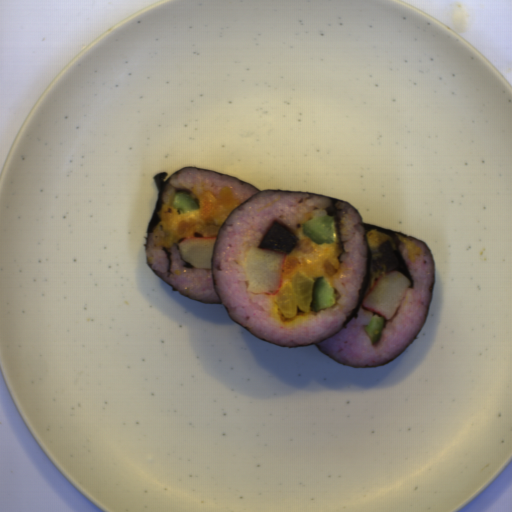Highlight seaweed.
Here are the masks:
<instances>
[{"label": "seaweed", "mask_w": 512, "mask_h": 512, "mask_svg": "<svg viewBox=\"0 0 512 512\" xmlns=\"http://www.w3.org/2000/svg\"><path fill=\"white\" fill-rule=\"evenodd\" d=\"M187 168H200V169H205V170H210V171H214V170H211V169H207V168H201V167H184V168H181L175 172H173L171 174L170 177H172L173 175H175L176 173H178L179 171L181 170H184V169H187ZM215 172H218V171H215ZM220 174H223V175H226L228 177H231L233 179H236L238 181H241L243 183H246L247 185H249L250 187H252L253 189H255L258 193L260 192H266V191H272V190H259L258 188H256L255 186H253L252 184L244 181L243 179L239 178V177H235V176H232V175H228V174H225V173H221V172H218ZM168 177V173L166 172H162V173H157L156 175L153 176V180L155 182V185L158 189V196H157V200H156V204H155V207H154V210H153V213H152V216H151V219H150V222H149V225H148V228H147V232H146V236H145V240H144V244H143V248H144V254H145V260H146V264L148 265V267L151 269V271L158 277L160 278L166 285H168L169 287L172 288V291H177L179 292L178 290H176L173 286H171L166 280H164L157 272L156 270L151 266L150 264V261L148 259V256H147V252H146V247H147V239H148V234L149 233H152L153 230H154V227L155 225L157 224V222L160 220L161 216L159 214V211L160 209L162 208L163 206V202H162V196L164 194V192L166 191L169 183H170V177L164 181L166 178ZM273 191H282V192H291V193H299V194H308V195H316V196H320V197H323V198H327L329 200V205L327 207V213L329 216H332L333 220H334V223L336 225V230H335V235L337 236V238L339 239V246H340V254H339V259L341 258V255L344 253V246H343V242L341 240V231H340V225H341V220L345 214V212L347 210H349L350 208L356 212L359 217H360V220L362 222V225H363V240H364V243H365V247H366V250H367V260H366V272H365V276H364V281H363V285H362V288L360 290V293H359V296H358V299L356 301V304H355V307L352 311V313L349 315V317L347 318V320L345 321V323L343 324V326L341 327V329L353 318H355L358 314V310H359V307L362 306L361 304V301L362 299L364 298L363 295H364V292L366 290V288L369 286L370 284V277H371V272H370V269H369V264H370V258L372 256V251L370 250L367 242H366V233L369 231V230H380L382 233H384L385 235L387 236H390L394 242H396L398 248L401 244V242L399 241V237H408L409 239L411 240H414V241H417V242H421V243H424L425 246L427 247L428 251L430 252L431 254V257H432V263H433V268H434V274H433V282H432V288H431V294H430V300H429V304H428V308H427V311H426V315H425V318H424V322L422 324V326L420 327L419 331L417 332V334L415 335L414 339L410 342V344L415 340V338L419 335L420 331L422 330V328L424 327L426 321H427V318H428V315H429V311H430V308H431V305H432V301H433V295H434V290H435V263H434V259H433V255L427 245V243L417 239V238H414L412 236H409V235H406L404 233H401V232H398V231H394V230H391V229H388V228H384V227H381V226H375V225H370V224H364L363 222V219L361 217V214L360 212L355 209L351 204L347 203V202H344L338 198H334V197H330V196H326V195H322V194H318V193H310V192H301V191H293V190H274ZM258 193L250 196L249 198H247L244 202H242L239 206H237L229 215H231L234 211H236L240 206H242L245 202H247L249 199H251L252 197H254L255 195H257ZM228 215V216H229ZM227 216V217H228ZM226 217V218H227ZM225 218V220H226ZM224 220V222H225ZM223 222V224H224ZM222 224V225H223ZM221 225V227H222ZM220 227V229H221ZM219 229V231H220ZM219 231L217 233V236H216V240H215V243H214V248H213V255H214V251H215V247H216V242H217V238H218V234H219ZM341 264V260H340V263ZM212 267H213V257H212V265H211V275H212ZM212 283H213V286L215 288V291H216V294L218 296V299L219 301L217 302H203V301H200V300H197V299H194V298H191L187 295H185L186 297L192 299V300H195V301H199V302H202V303H205V304H213V305H221L225 308L218 292H217V289H216V286H215V283H214V280H213V277H212ZM180 293V292H179ZM182 294V293H181ZM184 295V294H183ZM226 310V308H225ZM227 312V310H226ZM229 318L231 319L229 313L227 312ZM232 320V319H231ZM234 321V320H233ZM235 322V321H234ZM236 324H238L241 328H243L245 331H247L250 335H252L253 337L257 338L255 335H253L248 329H246L244 326H242L241 324L235 322ZM340 329V330H341ZM340 330H338L337 332H339ZM337 332L333 333L332 335H330L329 337L325 338L324 340L322 341H318V342H314V343H310V344H306V345H302V346H281V345H278V344H274V343H271V342H268L266 340H263V339H260L262 341H265L267 343H270V344H273V345H276V346H279V347H282V348H302V347H307V346H311V345H315L317 350L320 351L323 355H325L327 358L331 359V360H334L333 358L327 356L319 347L317 344L321 343V342H324L328 339H330L332 336H334ZM410 344L403 350V352L398 355L397 357H395L394 359H392L391 361H389L388 363L386 364H389L391 363L392 361H394L395 359H397L398 357H400L404 351L410 346ZM336 361V360H334ZM338 362V361H336ZM340 363V362H338ZM340 364H343V363H340ZM386 364H382V365H379V366H375V367H380V366H384ZM345 366H348L346 364H343ZM350 368H353V369H371V368H354V367H351V366H348ZM375 367H372V368H375Z\"/></svg>", "instance_id": "obj_1"}]
</instances>
